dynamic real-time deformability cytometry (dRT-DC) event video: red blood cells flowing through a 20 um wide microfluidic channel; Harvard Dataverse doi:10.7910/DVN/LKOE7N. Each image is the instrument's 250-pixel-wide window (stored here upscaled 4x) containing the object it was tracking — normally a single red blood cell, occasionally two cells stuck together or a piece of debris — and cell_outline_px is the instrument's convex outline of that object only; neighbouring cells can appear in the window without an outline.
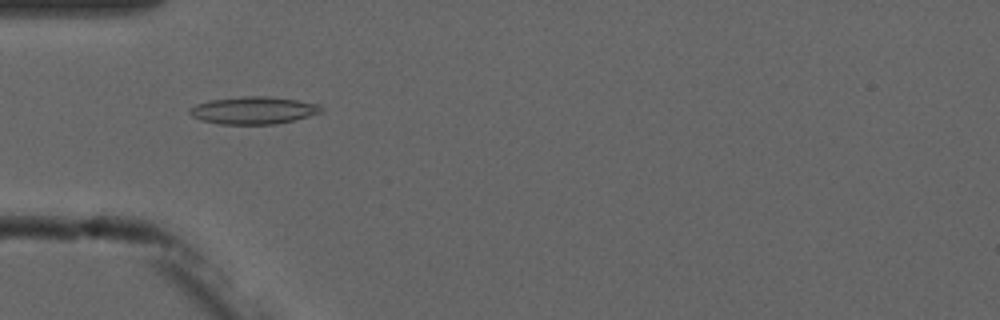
{"species": "common noctule bat (a hibernating species)", "species_latin": "Nyctalus noctula", "temperature_condition": "cold", "stored_images_in_passage": 6, "camera_frame_rate_fps": 3000, "um_per_image_px": 0.085, "animal": {"sex": "male", "forearm_length_mm": 52.5}, "frame": {"image": 1, "passage_image": 5, "time_ms": 5.0, "image_size_px": [1000, 320], "cell_outline_px": [[324, 108], [320, 112], [308, 116], [276, 124], [220, 124], [200, 120], [192, 116], [188, 112], [188, 108], [196, 104], [212, 100], [244, 96], [264, 96], [296, 100], [320, 104]], "centroid_in_image_um": [21.51, 9.38], "position_along_channel_um": 63.5, "area_um2": 20.87}}
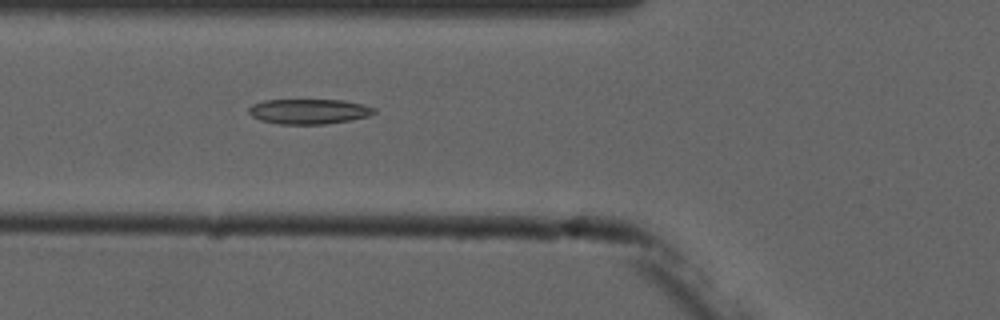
{"frame": {"image": 2, "passage_image": 6, "time_ms": 6.0, "image_size_px": [1000, 320], "cell_outline_px": [[376, 112], [368, 116], [348, 120], [324, 124], [280, 124], [260, 120], [252, 116], [248, 112], [248, 108], [252, 104], [264, 100], [340, 100], [360, 104], [376, 108]], "centroid_in_image_um": [26.21, 9.47], "position_along_channel_um": 99.6, "area_um2": 18.15}}